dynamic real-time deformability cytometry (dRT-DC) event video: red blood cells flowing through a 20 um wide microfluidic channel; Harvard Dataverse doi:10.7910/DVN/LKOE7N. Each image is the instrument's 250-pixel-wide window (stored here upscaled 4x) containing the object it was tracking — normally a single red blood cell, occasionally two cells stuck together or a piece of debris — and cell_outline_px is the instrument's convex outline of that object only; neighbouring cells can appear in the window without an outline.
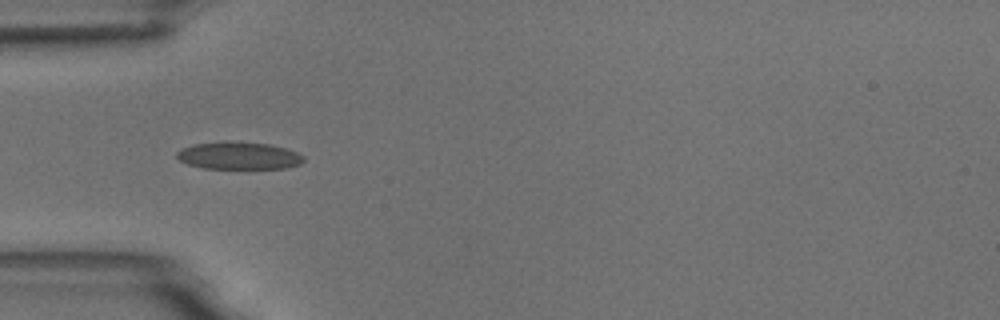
{"species": "common noctule bat (a hibernating species)", "species_latin": "Nyctalus noctula", "temperature_condition": "room temperature", "stored_images_in_passage": 6, "camera_frame_rate_fps": 3000, "um_per_image_px": 0.085, "animal": {"sex": "male", "body_mass_g": 18.8}, "frame": {"image": 1, "passage_image": 4, "time_ms": 4.333, "image_size_px": [1000, 320], "cell_outline_px": [[304, 160], [300, 164], [288, 168], [204, 168], [188, 164], [180, 160], [176, 156], [176, 152], [180, 148], [192, 144], [224, 140], [268, 144], [284, 148], [296, 152], [304, 156]], "centroid_in_image_um": [20.25, 13.21], "position_along_channel_um": 64.7, "area_um2": 20.4}}